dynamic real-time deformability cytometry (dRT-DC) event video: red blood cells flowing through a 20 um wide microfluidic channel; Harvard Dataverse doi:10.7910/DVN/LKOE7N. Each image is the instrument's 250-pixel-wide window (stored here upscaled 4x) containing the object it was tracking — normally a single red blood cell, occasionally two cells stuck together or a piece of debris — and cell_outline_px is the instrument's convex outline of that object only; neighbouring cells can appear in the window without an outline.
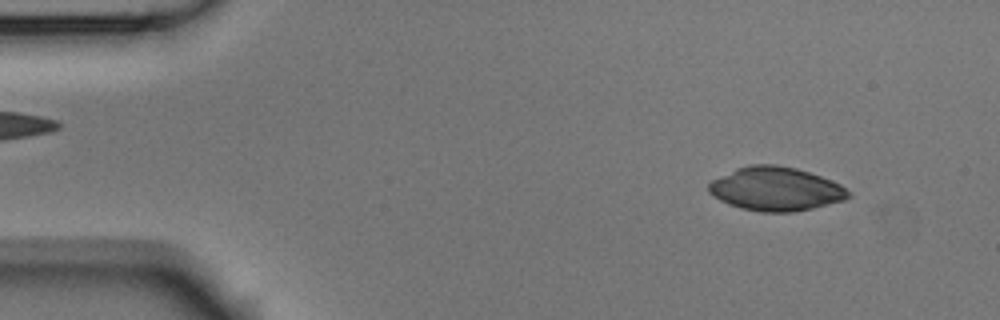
{"species": "Egyptian fruit bat (a non-hibernating species)", "species_latin": "Rousettus aegyptiacus", "temperature_condition": "room temperature", "stored_images_in_passage": 3, "camera_frame_rate_fps": 3000, "um_per_image_px": 0.085, "animal": {"sex": "male"}, "frame": {"image": 1, "passage_image": 1, "time_ms": 0.0, "image_size_px": [1000, 320], "cell_outline_px": [[852, 196], [844, 200], [812, 208], [792, 212], [760, 212], [740, 208], [728, 204], [720, 200], [708, 192], [708, 184], [712, 180], [736, 168], [748, 164], [776, 164], [796, 168], [832, 180], [840, 184]], "centroid_in_image_um": [65.91, 16.05], "position_along_channel_um": 19.1, "area_um2": 35.6}}